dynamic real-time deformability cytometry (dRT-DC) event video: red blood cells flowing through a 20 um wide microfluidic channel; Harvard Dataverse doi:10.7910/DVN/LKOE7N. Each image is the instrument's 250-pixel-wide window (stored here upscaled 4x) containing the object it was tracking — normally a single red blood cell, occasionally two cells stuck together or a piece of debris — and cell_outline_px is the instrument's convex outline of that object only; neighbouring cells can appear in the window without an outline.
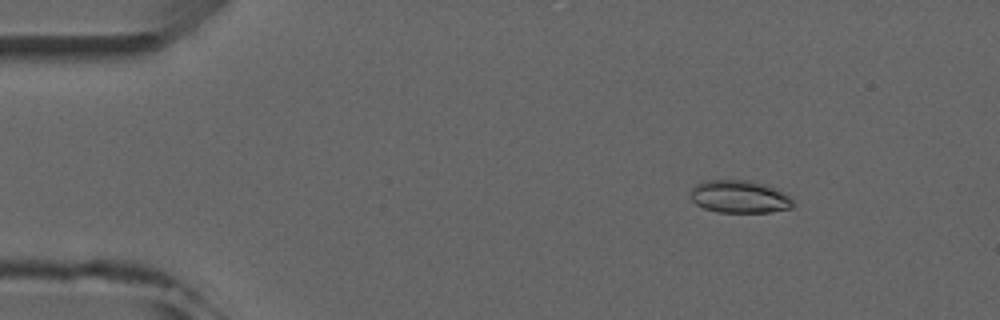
{"species": "common noctule bat (a hibernating species)", "species_latin": "Nyctalus noctula", "temperature_condition": "room temperature", "stored_images_in_passage": 4, "camera_frame_rate_fps": 3000, "um_per_image_px": 0.085, "animal": {"sex": "male", "forearm_length_mm": 52.5}, "frame": {"image": 1, "passage_image": 2, "time_ms": 1.0, "image_size_px": [1000, 320], "cell_outline_px": [[792, 208], [772, 212], [716, 212], [704, 208], [696, 204], [692, 200], [692, 188], [696, 184], [704, 180], [752, 180], [768, 184], [784, 192], [792, 200]], "centroid_in_image_um": [62.88, 16.71], "position_along_channel_um": 22.1, "area_um2": 19.65}}